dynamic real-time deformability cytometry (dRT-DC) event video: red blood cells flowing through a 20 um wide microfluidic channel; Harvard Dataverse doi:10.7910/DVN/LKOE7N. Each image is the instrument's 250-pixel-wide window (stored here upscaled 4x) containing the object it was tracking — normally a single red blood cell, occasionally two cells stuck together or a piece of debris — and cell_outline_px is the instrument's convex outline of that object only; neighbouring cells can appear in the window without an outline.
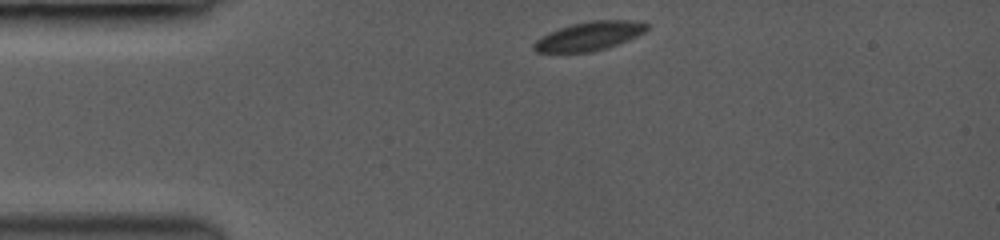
{"species": "common noctule bat (a hibernating species)", "species_latin": "Nyctalus noctula", "temperature_condition": "room temperature", "stored_images_in_passage": 42, "camera_frame_rate_fps": 3500, "um_per_image_px": 0.085, "animal": {"sex": "female", "body_mass_g": 19.0, "forearm_length_mm": 53.3}, "frame": {"image": 1, "passage_image": 1, "time_ms": 0.0, "image_size_px": [1000, 240], "cell_outline_px": [[648, 28], [644, 32], [616, 44], [604, 48], [588, 52], [536, 52], [532, 48], [532, 44], [536, 40], [560, 28], [576, 24], [596, 20], [628, 20], [648, 24]], "centroid_in_image_um": [50.06, 3.07], "position_along_channel_um": 34.9, "area_um2": 18.21}}
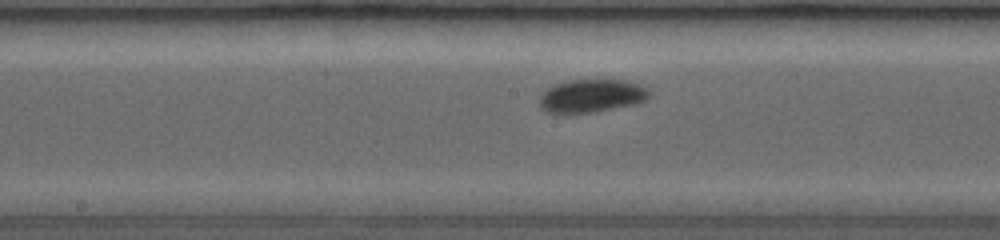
{"frame": {"image": 2, "passage_image": 19, "time_ms": 5.143, "image_size_px": [1000, 240], "cell_outline_px": [[648, 96], [644, 100], [628, 104], [592, 112], [548, 112], [540, 104], [540, 100], [544, 92], [556, 84], [572, 80], [628, 80], [640, 84], [648, 92]], "centroid_in_image_um": [50.28, 8.12], "position_along_channel_um": 197.9, "area_um2": 20.11}}
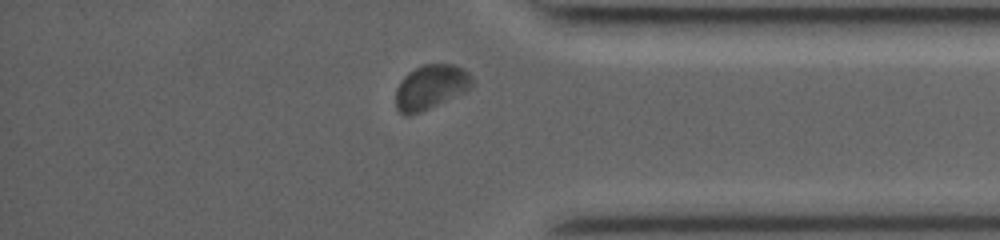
{"frame": {"image": 3, "passage_image": 37, "time_ms": 10.286, "image_size_px": [1000, 240], "cell_outline_px": [[472, 88], [464, 92], [420, 112], [408, 116], [404, 116], [396, 108], [396, 88], [400, 80], [408, 72], [424, 64], [452, 64], [464, 68], [472, 76]], "centroid_in_image_um": [36.6, 7.39], "position_along_channel_um": 398.6, "area_um2": 19.83}, "authors_computed_cell_mechanics": {"area_um2": 19.5075, "velocity_mm_per_s": 3.9423, "shape_relaxation_time_tau1_ms": 2.3446, "shape_relaxation_time_tau2_ms": null, "deformation_change_tau1": 0.0744, "deformation_change_tau2": null}}